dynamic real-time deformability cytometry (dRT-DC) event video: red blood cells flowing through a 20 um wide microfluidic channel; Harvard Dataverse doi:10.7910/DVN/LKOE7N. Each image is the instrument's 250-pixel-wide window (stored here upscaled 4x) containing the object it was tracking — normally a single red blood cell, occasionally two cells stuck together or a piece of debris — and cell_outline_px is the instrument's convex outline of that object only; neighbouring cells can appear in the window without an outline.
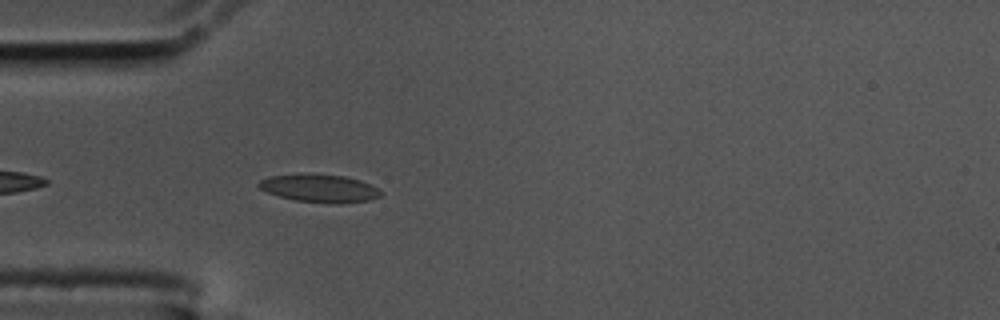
{"species": "common noctule bat (a hibernating species)", "species_latin": "Nyctalus noctula", "temperature_condition": "cold", "stored_images_in_passage": 13, "camera_frame_rate_fps": 3000, "um_per_image_px": 0.085, "animal": {"sex": "male", "body_mass_g": 17.5, "forearm_length_mm": 52.3}, "frame": {"image": 1, "passage_image": 4, "time_ms": 1.0, "image_size_px": [1000, 320], "cell_outline_px": [[380, 196], [368, 200], [332, 204], [296, 200], [280, 196], [268, 192], [260, 188], [256, 184], [260, 180], [272, 176], [304, 172], [308, 172], [344, 176], [360, 180], [376, 188], [380, 192]], "centroid_in_image_um": [27.11, 15.98], "position_along_channel_um": 57.9, "area_um2": 19.83}}
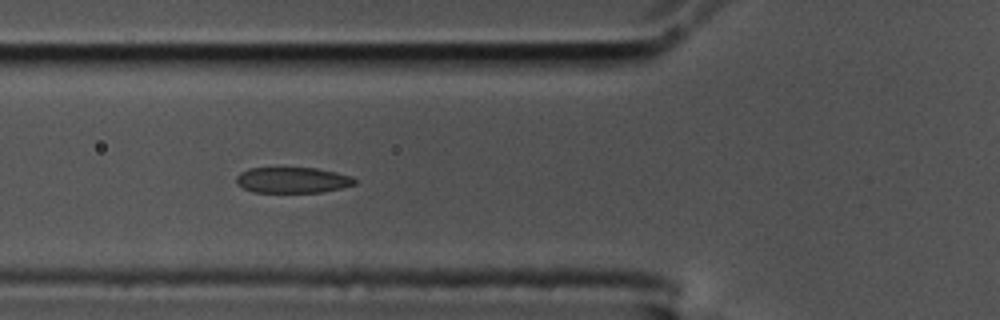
{"frame": {"image": 2, "passage_image": 8, "time_ms": 2.333, "image_size_px": [1000, 320], "cell_outline_px": [[356, 184], [340, 188], [320, 192], [252, 192], [236, 184], [236, 176], [240, 172], [248, 168], [316, 168], [336, 172], [352, 176], [356, 180]], "centroid_in_image_um": [24.84, 15.3], "position_along_channel_um": 101.0, "area_um2": 17.8}}
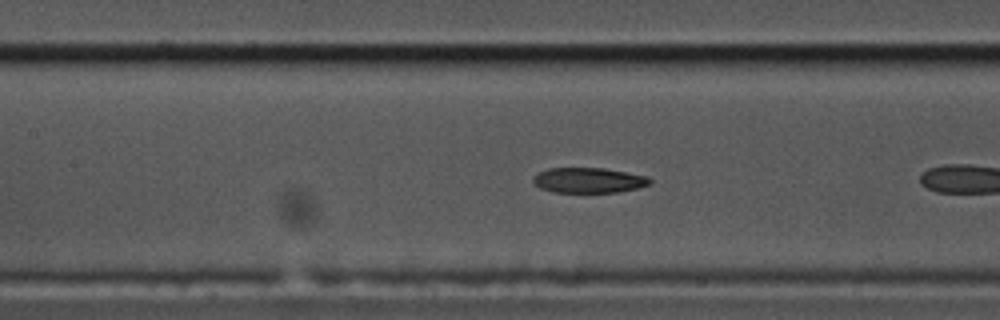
{"frame": {"image": 3, "passage_image": 10, "time_ms": 3.0, "image_size_px": [1000, 320], "cell_outline_px": [[652, 184], [636, 188], [616, 192], [552, 192], [540, 188], [532, 180], [532, 176], [548, 168], [604, 168], [648, 176], [652, 180]], "centroid_in_image_um": [50.04, 15.32], "position_along_channel_um": 157.4, "area_um2": 17.17}}